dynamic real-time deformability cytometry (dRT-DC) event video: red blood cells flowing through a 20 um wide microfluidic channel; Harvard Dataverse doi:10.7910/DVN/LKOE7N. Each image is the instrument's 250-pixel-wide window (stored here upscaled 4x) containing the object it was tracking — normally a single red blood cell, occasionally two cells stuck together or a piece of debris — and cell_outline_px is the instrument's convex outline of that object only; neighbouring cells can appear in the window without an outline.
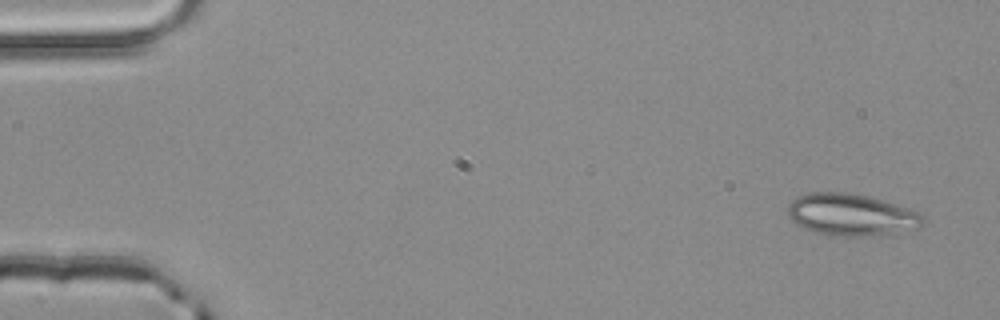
{"species": "common noctule bat (a hibernating species)", "species_latin": "Nyctalus noctula", "temperature_condition": "room temperature", "stored_images_in_passage": 4, "camera_frame_rate_fps": 3000, "um_per_image_px": 0.085, "animal": {"sex": "male", "body_mass_g": 20.4}, "frame": {"image": 1, "passage_image": 1, "time_ms": 0.0, "image_size_px": [1000, 320], "cell_outline_px": [[924, 224], [920, 228], [880, 236], [836, 236], [816, 232], [804, 228], [796, 224], [788, 216], [788, 204], [796, 196], [808, 192], [848, 192], [868, 196], [884, 200], [920, 212], [924, 216]], "centroid_in_image_um": [72.39, 18.25], "position_along_channel_um": 12.6, "area_um2": 33.58}}